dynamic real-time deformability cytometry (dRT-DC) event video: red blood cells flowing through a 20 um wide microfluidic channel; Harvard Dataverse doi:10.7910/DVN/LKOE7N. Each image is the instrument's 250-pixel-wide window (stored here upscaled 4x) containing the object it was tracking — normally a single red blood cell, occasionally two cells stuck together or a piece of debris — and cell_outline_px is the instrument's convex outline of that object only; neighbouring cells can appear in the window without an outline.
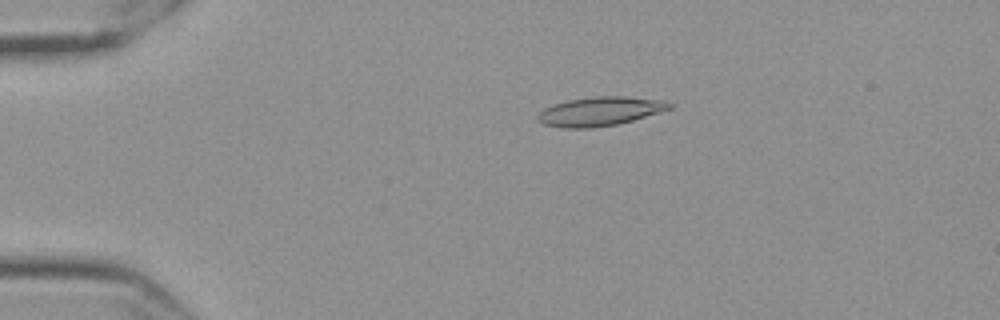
{"species": "Egyptian fruit bat (a non-hibernating species)", "species_latin": "Rousettus aegyptiacus", "temperature_condition": "cold", "stored_images_in_passage": 47, "camera_frame_rate_fps": 3000, "um_per_image_px": 0.085, "frame": {"image": 1, "passage_image": 2, "time_ms": 0.333, "image_size_px": [1000, 320], "cell_outline_px": [[676, 104], [672, 108], [660, 112], [632, 120], [616, 124], [592, 128], [564, 128], [544, 124], [536, 120], [536, 116], [544, 108], [552, 104], [568, 100], [596, 96], [624, 96], [664, 100]], "centroid_in_image_um": [51.0, 9.46], "position_along_channel_um": 34.0, "area_um2": 22.37}}
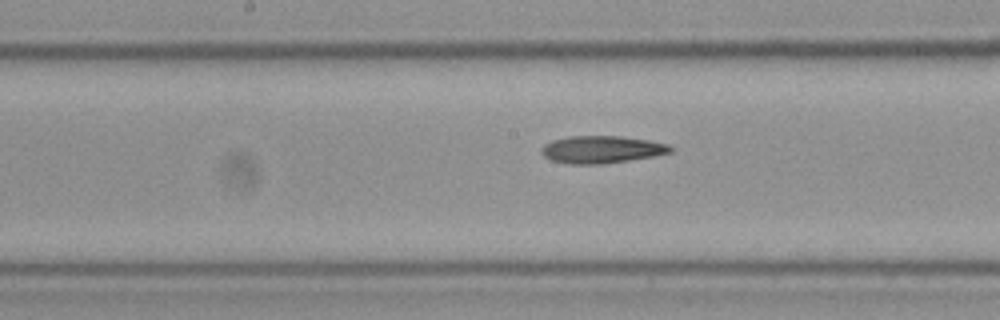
{"frame": {"image": 2, "passage_image": 20, "time_ms": 6.333, "image_size_px": [1000, 320], "cell_outline_px": [[672, 152], [656, 156], [600, 164], [568, 164], [552, 160], [544, 156], [540, 152], [540, 148], [544, 144], [552, 140], [568, 136], [620, 136], [652, 140], [668, 144], [672, 148]], "centroid_in_image_um": [51.14, 12.7], "position_along_channel_um": 197.1, "area_um2": 20.75}}
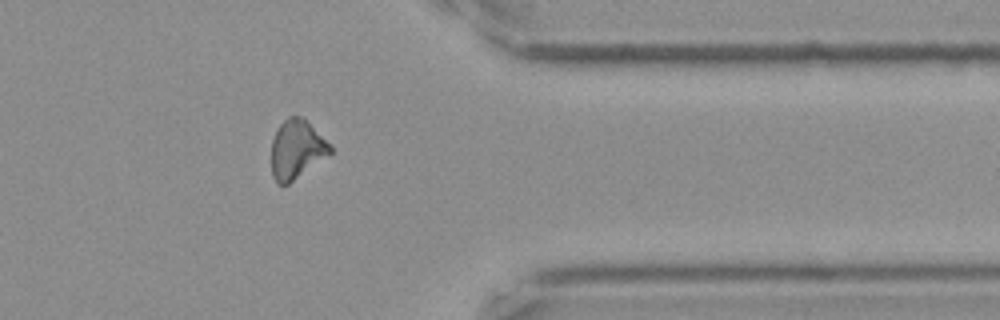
{"frame": {"image": 3, "passage_image": 37, "time_ms": 12.0, "image_size_px": [1000, 320], "cell_outline_px": [[332, 152], [288, 184], [276, 184], [272, 176], [272, 140], [280, 124], [288, 116], [304, 116], [332, 148]], "centroid_in_image_um": [25.19, 12.68], "position_along_channel_um": 386.2, "area_um2": 19.88}, "authors_computed_cell_mechanics": {"area_um2": 20.3456, "velocity_mm_per_s": 3.5438, "shape_relaxation_time_tau1_ms": null, "shape_relaxation_time_tau2_ms": 5.0427, "deformation_change_tau1": null, "deformation_change_tau2": 0.147}}